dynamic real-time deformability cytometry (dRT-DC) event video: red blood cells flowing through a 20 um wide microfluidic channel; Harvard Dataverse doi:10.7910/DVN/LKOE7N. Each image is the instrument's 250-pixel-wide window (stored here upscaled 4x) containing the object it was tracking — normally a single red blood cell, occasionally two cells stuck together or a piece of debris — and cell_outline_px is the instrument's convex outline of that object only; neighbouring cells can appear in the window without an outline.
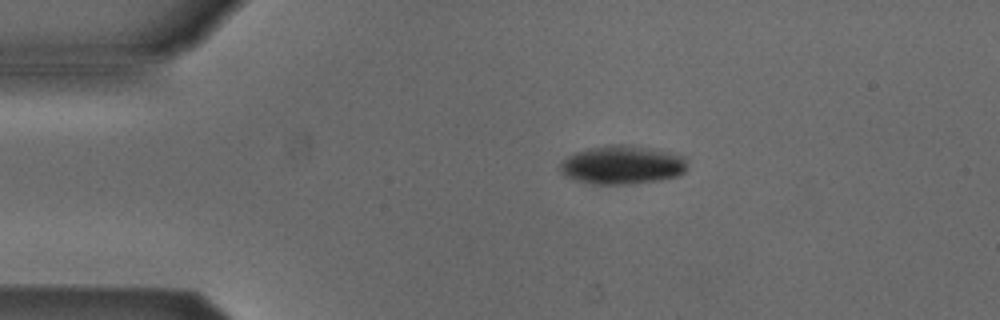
{"species": "Egyptian fruit bat (a non-hibernating species)", "species_latin": "Rousettus aegyptiacus", "temperature_condition": "cold", "stored_images_in_passage": 3, "camera_frame_rate_fps": 3000, "um_per_image_px": 0.085, "animal": {"sex": "male"}, "frame": {"image": 1, "passage_image": 1, "time_ms": 0.0, "image_size_px": [1000, 320], "cell_outline_px": [[688, 168], [680, 176], [660, 180], [628, 184], [592, 184], [576, 180], [564, 176], [560, 172], [560, 164], [568, 156], [576, 152], [588, 148], [608, 144], [620, 144], [648, 148], [668, 152], [684, 156]], "centroid_in_image_um": [52.89, 14.02], "position_along_channel_um": 32.1, "area_um2": 28.67}}
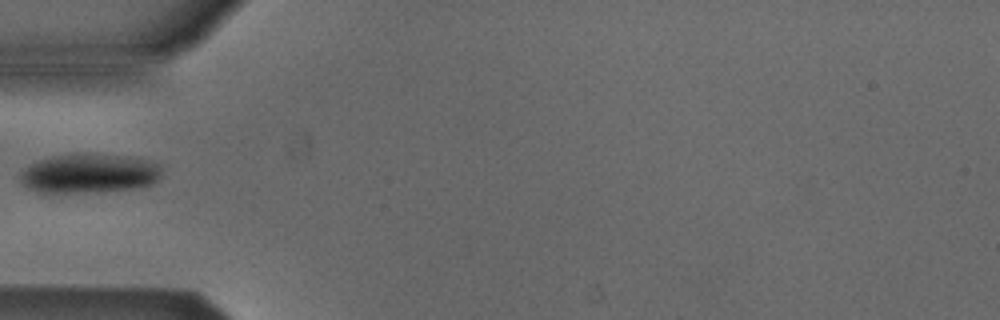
{"frame": {"image": 2, "passage_image": 3, "time_ms": 0.667, "image_size_px": [1000, 320], "cell_outline_px": [[160, 176], [152, 184], [140, 188], [104, 192], [40, 192], [28, 188], [20, 180], [20, 172], [28, 164], [36, 160], [68, 152], [92, 152], [128, 156], [148, 160], [160, 164]], "centroid_in_image_um": [7.57, 14.71], "position_along_channel_um": 77.4, "area_um2": 33.41}}